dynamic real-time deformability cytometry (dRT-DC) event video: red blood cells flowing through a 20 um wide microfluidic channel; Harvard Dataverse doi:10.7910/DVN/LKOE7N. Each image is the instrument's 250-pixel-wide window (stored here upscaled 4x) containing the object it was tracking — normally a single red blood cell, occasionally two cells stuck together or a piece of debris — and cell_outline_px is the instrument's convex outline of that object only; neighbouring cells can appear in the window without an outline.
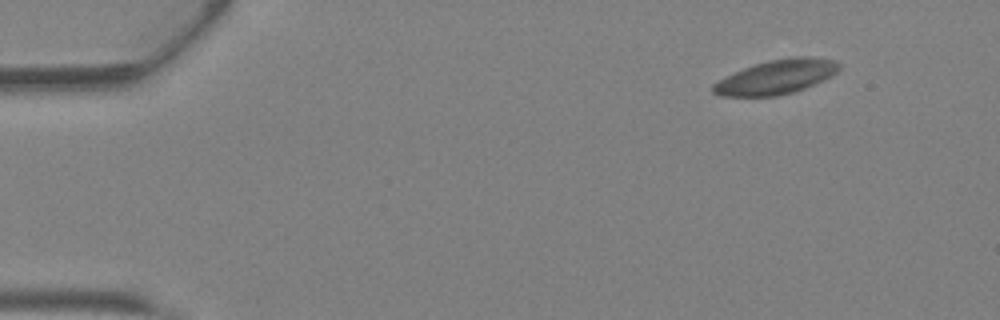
{"species": "Egyptian fruit bat (a non-hibernating species)", "species_latin": "Rousettus aegyptiacus", "temperature_condition": "warm", "stored_images_in_passage": 11, "camera_frame_rate_fps": 3000, "um_per_image_px": 0.085, "animal": {"sex": "female"}, "frame": {"image": 1, "passage_image": 1, "time_ms": 0.0, "image_size_px": [1000, 320], "cell_outline_px": [[840, 68], [836, 72], [824, 80], [804, 88], [792, 92], [776, 96], [720, 96], [712, 92], [712, 84], [744, 68], [768, 60], [792, 56], [808, 56], [832, 60], [840, 64]], "centroid_in_image_um": [65.99, 6.54], "position_along_channel_um": 19.0, "area_um2": 24.85}}
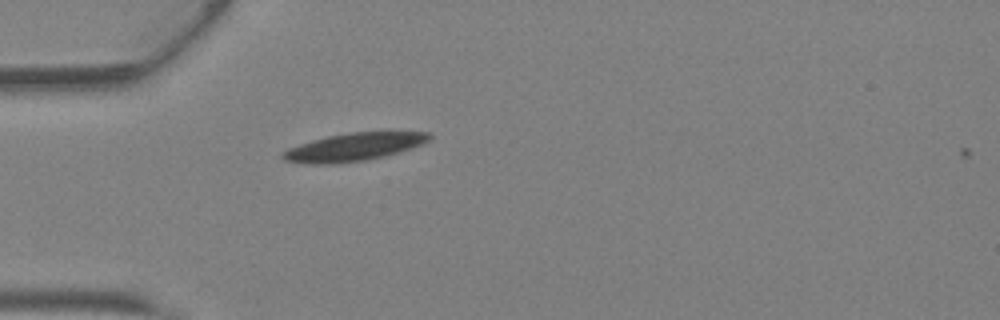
{"frame": {"image": 2, "passage_image": 10, "time_ms": 3.0, "image_size_px": [1000, 320], "cell_outline_px": [[432, 136], [428, 140], [412, 148], [384, 156], [364, 160], [336, 164], [304, 164], [284, 160], [280, 156], [288, 148], [312, 140], [328, 136], [352, 132], [428, 132]], "centroid_in_image_um": [30.03, 12.5], "position_along_channel_um": 55.0, "area_um2": 23.58}}